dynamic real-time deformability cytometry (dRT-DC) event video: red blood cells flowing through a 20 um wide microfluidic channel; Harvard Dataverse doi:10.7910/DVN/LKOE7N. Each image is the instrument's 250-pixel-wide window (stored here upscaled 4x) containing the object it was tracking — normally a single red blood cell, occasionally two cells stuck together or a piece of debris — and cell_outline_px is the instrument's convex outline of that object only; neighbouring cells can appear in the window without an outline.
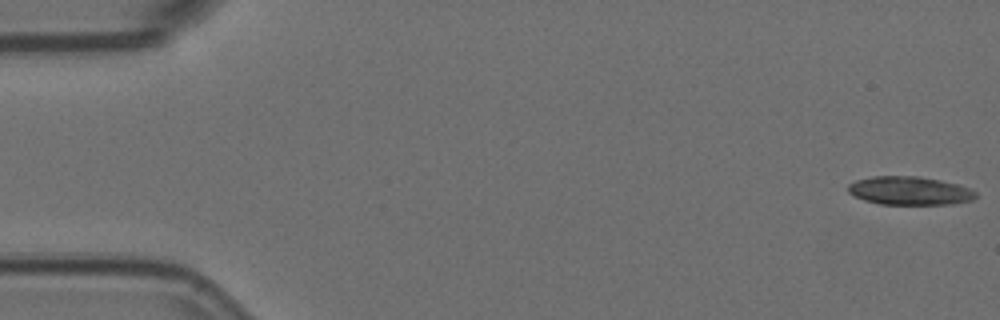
{"species": "Egyptian fruit bat (a non-hibernating species)", "species_latin": "Rousettus aegyptiacus", "temperature_condition": "room temperature", "stored_images_in_passage": 13, "camera_frame_rate_fps": 3000, "um_per_image_px": 0.085, "animal": {"sex": "female"}, "frame": {"image": 1, "passage_image": 1, "time_ms": 0.0, "image_size_px": [1000, 320], "cell_outline_px": [[976, 196], [972, 200], [952, 204], [880, 204], [864, 200], [852, 196], [848, 192], [848, 184], [856, 180], [872, 176], [916, 176], [940, 180], [956, 184], [968, 188], [976, 192]], "centroid_in_image_um": [77.27, 16.21], "position_along_channel_um": 7.7, "area_um2": 21.1}}